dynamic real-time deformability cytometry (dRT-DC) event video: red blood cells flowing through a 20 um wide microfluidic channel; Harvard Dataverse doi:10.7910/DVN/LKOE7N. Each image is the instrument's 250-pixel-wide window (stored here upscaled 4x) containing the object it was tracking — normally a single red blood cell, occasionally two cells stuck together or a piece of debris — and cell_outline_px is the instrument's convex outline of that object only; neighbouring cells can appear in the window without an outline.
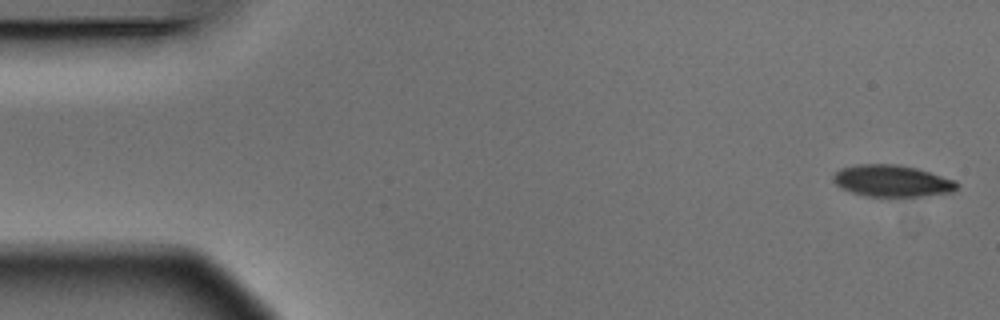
{"species": "Egyptian fruit bat (a non-hibernating species)", "species_latin": "Rousettus aegyptiacus", "temperature_condition": "warm", "stored_images_in_passage": 5, "camera_frame_rate_fps": 3000, "um_per_image_px": 0.085, "animal": {"sex": "male"}, "frame": {"image": 1, "passage_image": 1, "time_ms": 0.0, "image_size_px": [1000, 320], "cell_outline_px": [[960, 184], [952, 192], [904, 200], [864, 196], [852, 192], [836, 184], [832, 180], [832, 176], [840, 168], [856, 164], [896, 164], [916, 168], [956, 180]], "centroid_in_image_um": [75.86, 15.43], "position_along_channel_um": 9.1, "area_um2": 23.81}}
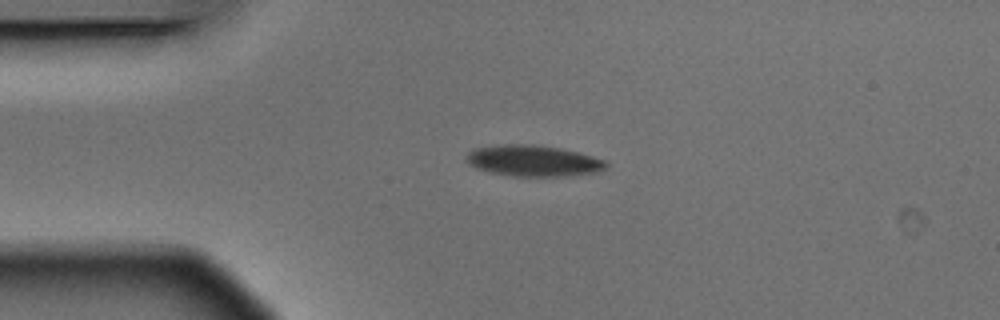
{"frame": {"image": 2, "passage_image": 4, "time_ms": 1.0, "image_size_px": [1000, 320], "cell_outline_px": [[608, 168], [600, 172], [568, 176], [512, 176], [492, 172], [476, 168], [468, 164], [464, 156], [472, 148], [500, 144], [532, 144], [560, 148], [592, 156], [604, 160], [608, 164]], "centroid_in_image_um": [45.31, 13.66], "position_along_channel_um": 39.7, "area_um2": 25.61}}